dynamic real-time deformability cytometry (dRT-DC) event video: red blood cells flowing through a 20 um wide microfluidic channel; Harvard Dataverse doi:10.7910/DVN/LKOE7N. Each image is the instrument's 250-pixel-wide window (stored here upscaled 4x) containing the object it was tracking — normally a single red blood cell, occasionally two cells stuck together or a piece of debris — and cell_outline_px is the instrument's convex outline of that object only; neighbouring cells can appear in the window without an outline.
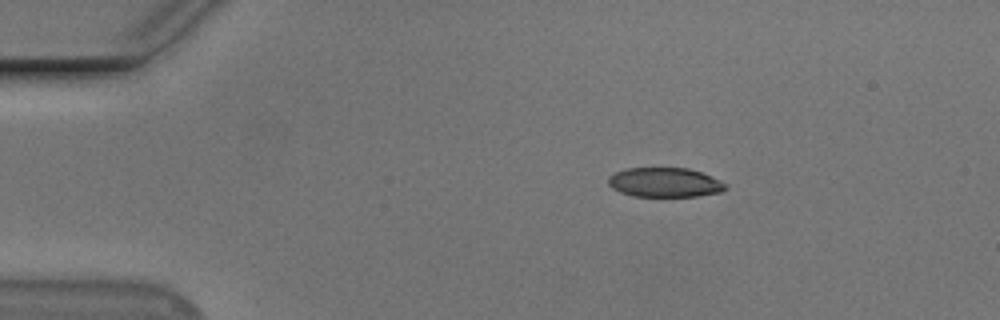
{"species": "Egyptian fruit bat (a non-hibernating species)", "species_latin": "Rousettus aegyptiacus", "temperature_condition": "cold", "stored_images_in_passage": 46, "camera_frame_rate_fps": 3000, "um_per_image_px": 0.085, "animal": {"sex": "male"}, "frame": {"image": 1, "passage_image": 1, "time_ms": 0.0, "image_size_px": [1000, 320], "cell_outline_px": [[728, 188], [720, 192], [696, 196], [632, 196], [620, 192], [612, 188], [608, 184], [608, 176], [616, 172], [628, 168], [688, 168], [712, 176], [724, 184]], "centroid_in_image_um": [56.47, 15.5], "position_along_channel_um": 28.5, "area_um2": 20.0}}
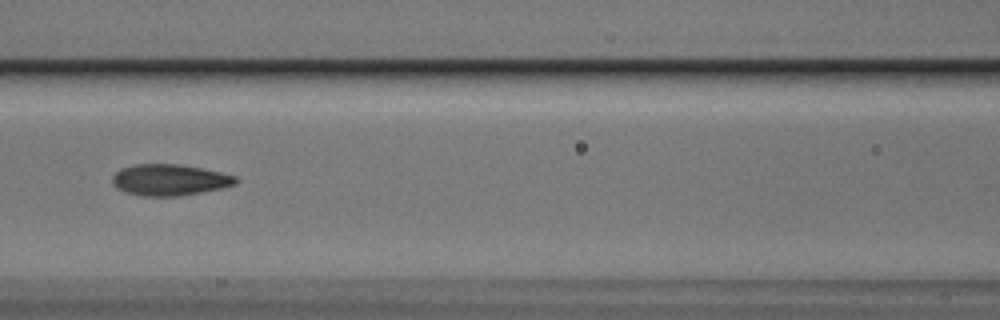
{"frame": {"image": 2, "passage_image": 16, "time_ms": 5.0, "image_size_px": [1000, 320], "cell_outline_px": [[240, 180], [236, 184], [220, 188], [200, 192], [176, 196], [144, 196], [124, 192], [116, 188], [112, 180], [112, 176], [120, 168], [132, 164], [176, 164], [200, 168], [220, 172], [236, 176]], "centroid_in_image_um": [14.38, 15.28], "position_along_channel_um": 152.2, "area_um2": 22.43}}
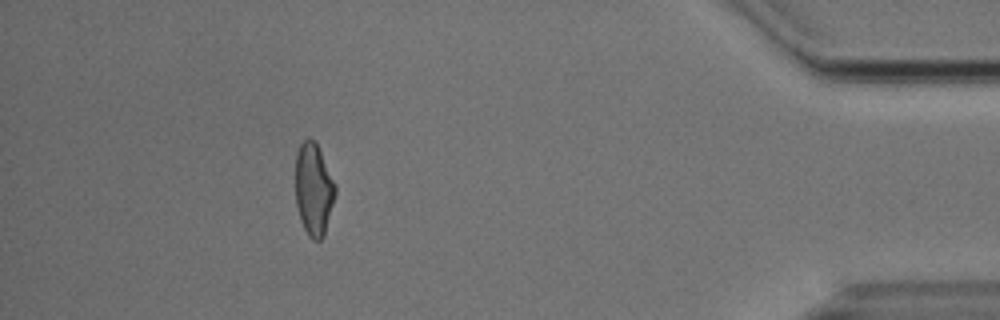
{"frame": {"image": 3, "passage_image": 41, "time_ms": 13.333, "image_size_px": [1000, 320], "cell_outline_px": [[336, 192], [324, 236], [320, 240], [312, 240], [308, 236], [300, 220], [296, 204], [296, 152], [300, 144], [308, 136], [316, 144], [336, 184]], "centroid_in_image_um": [26.65, 16.12], "position_along_channel_um": 408.5, "area_um2": 21.33}, "authors_computed_cell_mechanics": {"area_um2": 21.9929, "velocity_mm_per_s": 3.7162, "shape_relaxation_time_tau1_ms": 5.3589, "shape_relaxation_time_tau2_ms": 1.6115, "deformation_change_tau1": 0.17, "deformation_change_tau2": 0.0859}}